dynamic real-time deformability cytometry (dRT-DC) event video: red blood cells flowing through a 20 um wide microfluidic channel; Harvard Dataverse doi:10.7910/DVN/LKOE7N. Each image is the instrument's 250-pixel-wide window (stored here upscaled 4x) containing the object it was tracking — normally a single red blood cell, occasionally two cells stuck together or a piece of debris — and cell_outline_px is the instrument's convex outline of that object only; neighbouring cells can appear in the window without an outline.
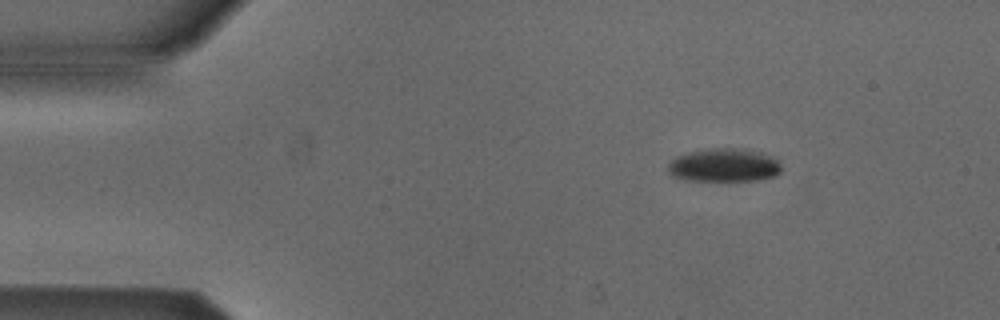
{"species": "Egyptian fruit bat (a non-hibernating species)", "species_latin": "Rousettus aegyptiacus", "temperature_condition": "cold", "stored_images_in_passage": 3, "camera_frame_rate_fps": 3000, "um_per_image_px": 0.085, "animal": {"sex": "male"}, "frame": {"image": 1, "passage_image": 1, "time_ms": 0.0, "image_size_px": [1000, 320], "cell_outline_px": [[780, 172], [776, 176], [760, 180], [684, 180], [672, 176], [668, 172], [668, 164], [676, 156], [688, 152], [716, 148], [732, 148], [760, 152], [776, 156], [780, 164]], "centroid_in_image_um": [61.56, 14.05], "position_along_channel_um": 23.4, "area_um2": 22.08}}